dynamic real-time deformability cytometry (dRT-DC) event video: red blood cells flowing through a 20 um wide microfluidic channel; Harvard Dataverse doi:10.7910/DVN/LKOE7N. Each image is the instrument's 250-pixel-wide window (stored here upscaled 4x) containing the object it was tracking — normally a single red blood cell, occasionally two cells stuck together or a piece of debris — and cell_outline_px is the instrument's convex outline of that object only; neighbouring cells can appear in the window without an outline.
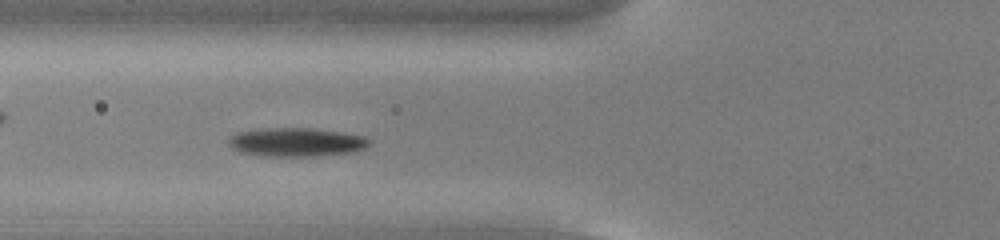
{"species": "common noctule bat (a hibernating species)", "species_latin": "Nyctalus noctula", "temperature_condition": "cold", "stored_images_in_passage": 44, "camera_frame_rate_fps": 3000, "um_per_image_px": 0.085, "animal": {"sex": "male", "body_mass_g": 13.0, "forearm_length_mm": 53.1}, "frame": {"image": 1, "passage_image": 10, "time_ms": 3.0, "image_size_px": [1000, 240], "cell_outline_px": [[372, 144], [356, 152], [320, 156], [260, 156], [240, 152], [232, 148], [228, 144], [228, 136], [236, 132], [260, 128], [312, 128], [340, 132], [364, 136], [372, 140]], "centroid_in_image_um": [25.18, 12.08], "position_along_channel_um": 100.6, "area_um2": 24.04}}
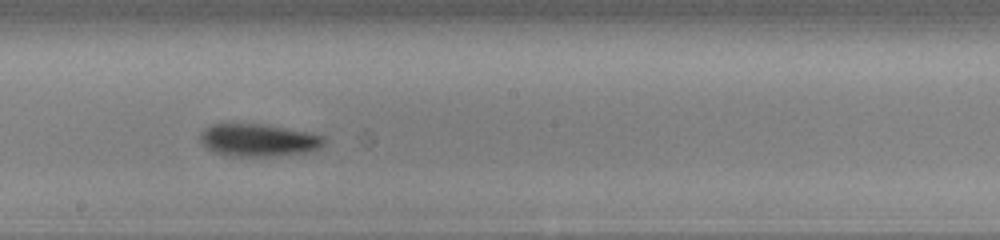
{"frame": {"image": 2, "passage_image": 20, "time_ms": 6.333, "image_size_px": [1000, 240], "cell_outline_px": [[324, 144], [320, 148], [308, 152], [276, 156], [228, 156], [212, 152], [200, 140], [200, 132], [204, 128], [212, 124], [264, 124], [324, 136]], "centroid_in_image_um": [21.93, 11.92], "position_along_channel_um": 226.3, "area_um2": 23.41}}
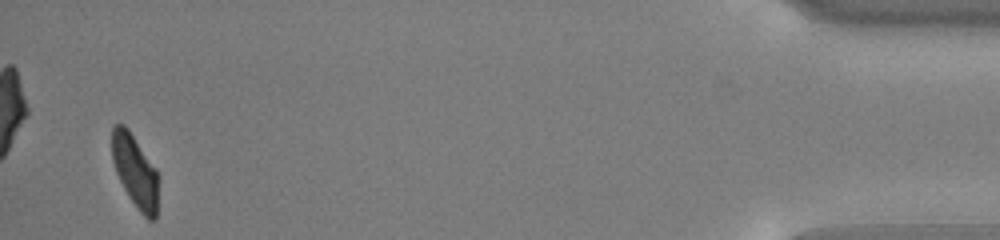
{"frame": {"image": 3, "passage_image": 42, "time_ms": 13.667, "image_size_px": [1000, 240], "cell_outline_px": [[156, 220], [148, 220], [140, 212], [124, 188], [116, 172], [112, 160], [112, 124], [124, 124], [128, 128], [156, 168]], "centroid_in_image_um": [11.45, 14.49], "position_along_channel_um": 423.8, "area_um2": 19.19}, "authors_computed_cell_mechanics": {"area_um2": 22.2819, "velocity_mm_per_s": 3.7673, "shape_relaxation_time_tau1_ms": 2.5743, "shape_relaxation_time_tau2_ms": 8.6271, "deformation_change_tau1": 0.1119, "deformation_change_tau2": 0.1429}}